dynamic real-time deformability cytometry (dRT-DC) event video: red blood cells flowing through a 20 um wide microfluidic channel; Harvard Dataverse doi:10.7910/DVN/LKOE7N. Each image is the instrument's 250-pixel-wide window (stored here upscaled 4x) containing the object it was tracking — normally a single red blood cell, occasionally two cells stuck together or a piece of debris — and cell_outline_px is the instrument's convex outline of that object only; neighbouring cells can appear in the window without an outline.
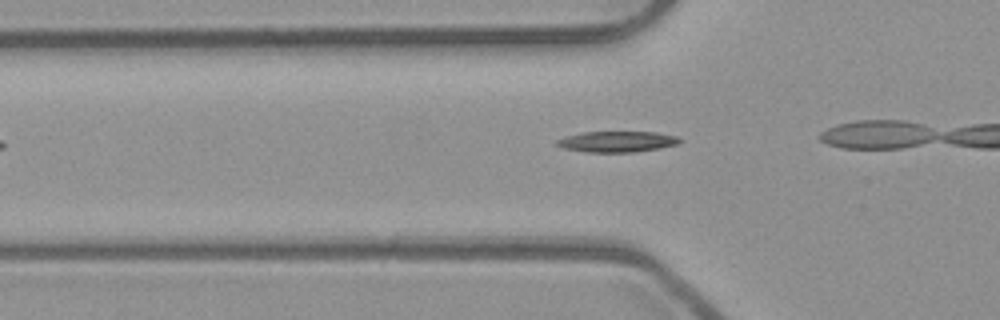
{"species": "common noctule bat (a hibernating species)", "species_latin": "Nyctalus noctula", "temperature_condition": "room temperature", "stored_images_in_passage": 12, "camera_frame_rate_fps": 3000, "um_per_image_px": 0.085, "animal": {"sex": "male", "body_mass_g": 23.1, "forearm_length_mm": 52.7}, "frame": {"image": 1, "passage_image": 3, "time_ms": 0.667, "image_size_px": [1000, 320], "cell_outline_px": [[684, 140], [680, 144], [660, 148], [632, 152], [588, 152], [564, 148], [556, 144], [556, 140], [568, 136], [584, 132], [656, 132], [676, 136]], "centroid_in_image_um": [52.52, 12.04], "position_along_channel_um": 73.3, "area_um2": 14.85}}
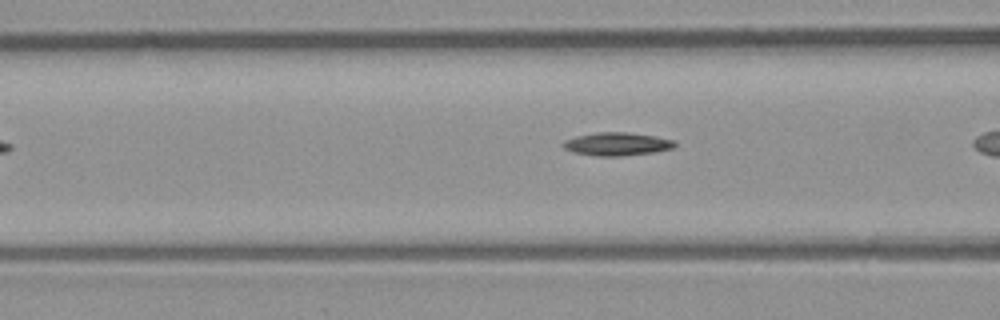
{"frame": {"image": 2, "passage_image": 6, "time_ms": 1.667, "image_size_px": [1000, 320], "cell_outline_px": [[676, 144], [672, 148], [652, 152], [620, 156], [596, 156], [576, 152], [564, 148], [560, 144], [564, 140], [576, 136], [596, 132], [628, 132], [656, 136], [672, 140]], "centroid_in_image_um": [52.4, 12.23], "position_along_channel_um": 114.2, "area_um2": 14.91}}
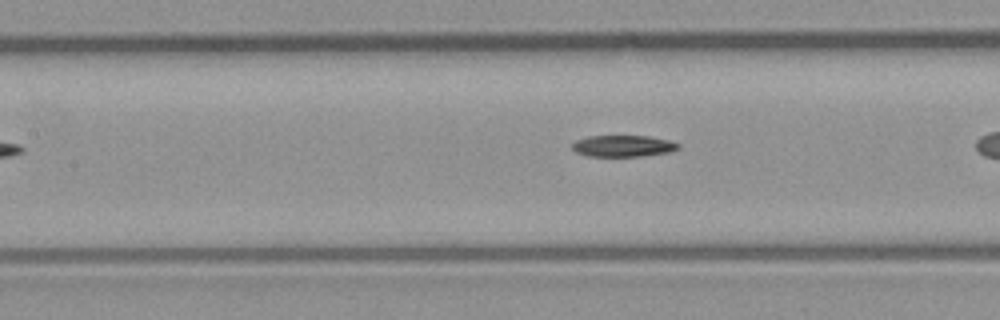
{"frame": {"image": 3, "passage_image": 9, "time_ms": 2.667, "image_size_px": [1000, 320], "cell_outline_px": [[680, 148], [672, 152], [640, 156], [588, 156], [576, 152], [572, 148], [572, 144], [576, 140], [588, 136], [648, 136], [668, 140], [680, 144]], "centroid_in_image_um": [52.98, 12.41], "position_along_channel_um": 154.4, "area_um2": 13.29}}